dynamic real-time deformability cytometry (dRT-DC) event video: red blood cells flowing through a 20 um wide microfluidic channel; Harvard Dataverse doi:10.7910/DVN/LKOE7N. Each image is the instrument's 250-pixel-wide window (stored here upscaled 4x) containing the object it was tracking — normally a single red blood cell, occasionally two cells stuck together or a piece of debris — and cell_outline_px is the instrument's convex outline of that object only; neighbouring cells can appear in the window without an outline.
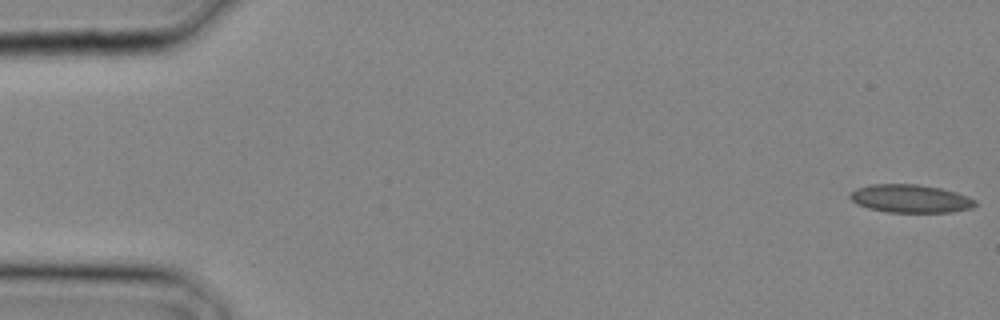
{"species": "common noctule bat (a hibernating species)", "species_latin": "Nyctalus noctula", "temperature_condition": "cold", "stored_images_in_passage": 3, "camera_frame_rate_fps": 3000, "um_per_image_px": 0.085, "animal": {"sex": "male", "body_mass_g": 20.4}, "frame": {"image": 1, "passage_image": 1, "time_ms": 0.0, "image_size_px": [1000, 320], "cell_outline_px": [[976, 204], [972, 208], [952, 212], [888, 212], [868, 208], [856, 204], [848, 196], [856, 188], [872, 184], [916, 184], [940, 188], [956, 192], [968, 196], [976, 200]], "centroid_in_image_um": [77.39, 16.88], "position_along_channel_um": 7.6, "area_um2": 20.52}}
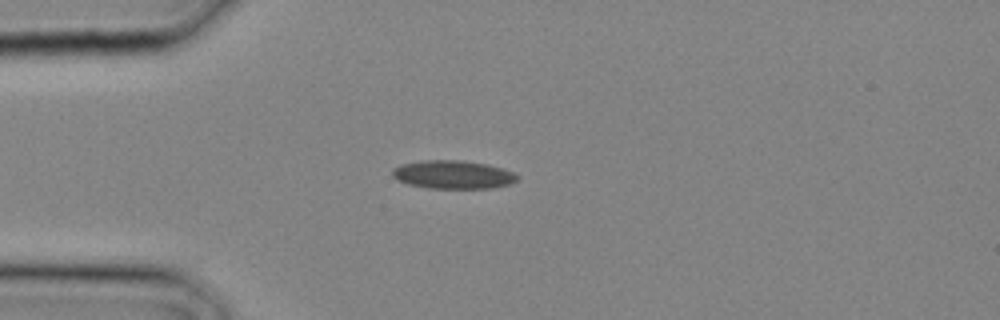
{"frame": {"image": 2, "passage_image": 3, "time_ms": 0.667, "image_size_px": [1000, 320], "cell_outline_px": [[520, 176], [516, 180], [508, 184], [492, 188], [428, 188], [408, 184], [396, 180], [392, 176], [392, 168], [400, 164], [424, 160], [460, 160], [488, 164], [504, 168]], "centroid_in_image_um": [38.48, 14.83], "position_along_channel_um": 46.5, "area_um2": 20.75}}